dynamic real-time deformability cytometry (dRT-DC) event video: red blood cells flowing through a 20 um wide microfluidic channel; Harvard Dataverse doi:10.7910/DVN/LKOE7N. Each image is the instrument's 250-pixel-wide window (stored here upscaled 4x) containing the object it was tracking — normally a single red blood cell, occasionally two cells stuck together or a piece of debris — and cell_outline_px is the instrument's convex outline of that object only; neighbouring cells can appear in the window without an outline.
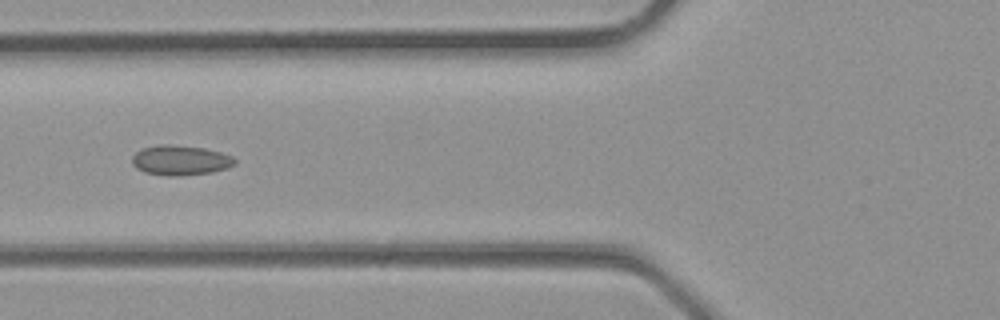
{"species": "common noctule bat (a hibernating species)", "species_latin": "Nyctalus noctula", "temperature_condition": "room temperature", "stored_images_in_passage": 35, "camera_frame_rate_fps": 3000, "um_per_image_px": 0.085, "animal": {"sex": "male", "body_mass_g": 23.1, "forearm_length_mm": 52.7}, "frame": {"image": 1, "passage_image": 13, "time_ms": 4.0, "image_size_px": [1000, 320], "cell_outline_px": [[236, 164], [228, 168], [212, 172], [180, 176], [168, 176], [144, 172], [136, 168], [132, 164], [132, 156], [140, 148], [160, 144], [168, 144], [204, 148], [220, 152], [232, 156], [236, 160]], "centroid_in_image_um": [15.32, 13.62], "position_along_channel_um": 110.5, "area_um2": 18.09}}
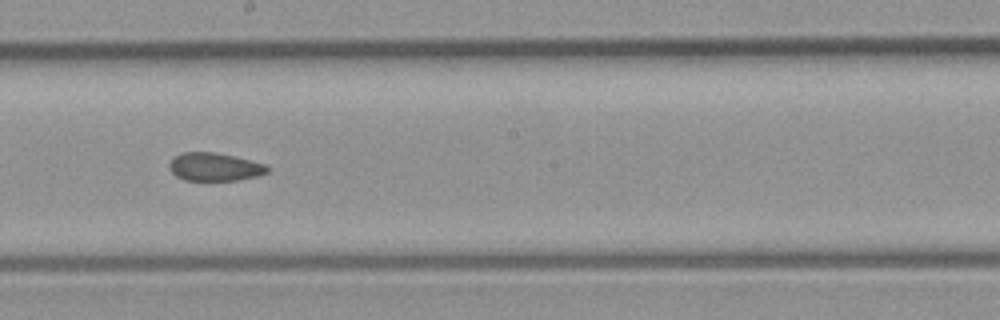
{"frame": {"image": 2, "passage_image": 19, "time_ms": 6.0, "image_size_px": [1000, 320], "cell_outline_px": [[268, 172], [256, 176], [236, 180], [184, 180], [176, 176], [168, 168], [168, 164], [172, 156], [180, 152], [216, 152], [268, 164]], "centroid_in_image_um": [18.2, 14.17], "position_along_channel_um": 230.0, "area_um2": 16.24}}
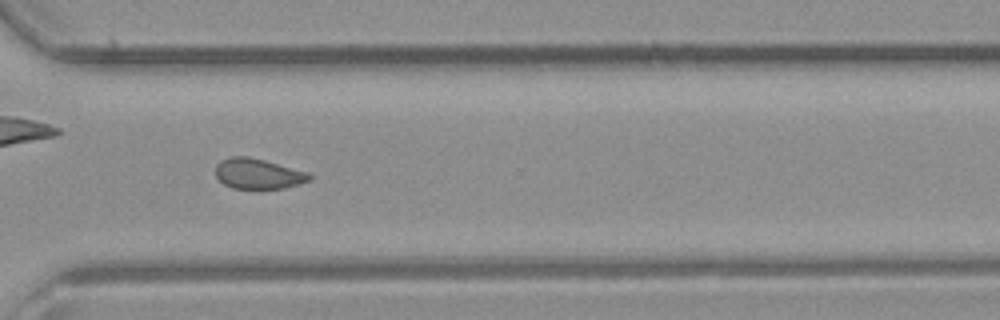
{"frame": {"image": 3, "passage_image": 25, "time_ms": 8.0, "image_size_px": [1000, 320], "cell_outline_px": [[312, 180], [284, 188], [232, 188], [224, 184], [216, 176], [216, 164], [220, 160], [232, 156], [248, 156], [264, 160], [308, 172], [312, 176]], "centroid_in_image_um": [21.94, 14.76], "position_along_channel_um": 348.7, "area_um2": 16.53}}